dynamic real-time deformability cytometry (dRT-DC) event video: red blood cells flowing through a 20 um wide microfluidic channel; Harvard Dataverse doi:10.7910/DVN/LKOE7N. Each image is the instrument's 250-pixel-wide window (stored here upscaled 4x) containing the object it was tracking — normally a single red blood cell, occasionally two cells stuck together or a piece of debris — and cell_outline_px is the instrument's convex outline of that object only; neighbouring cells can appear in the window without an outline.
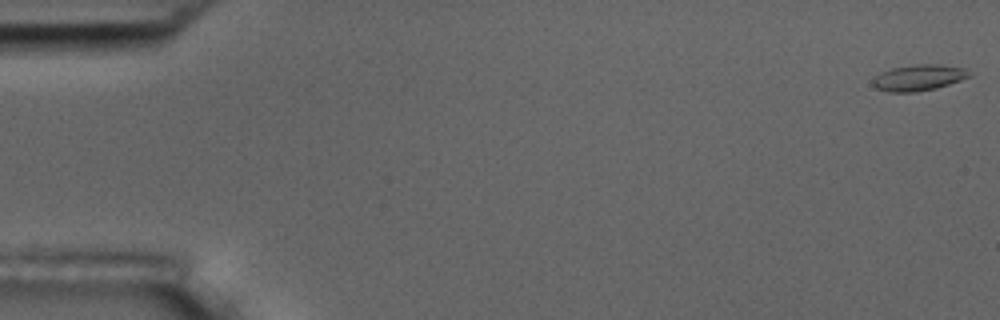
{"species": "common noctule bat (a hibernating species)", "species_latin": "Nyctalus noctula", "temperature_condition": "room temperature", "stored_images_in_passage": 57, "camera_frame_rate_fps": 3000, "um_per_image_px": 0.085, "animal": {"sex": "male", "body_mass_g": 17.5, "forearm_length_mm": 52.3}, "frame": {"image": 1, "passage_image": 1, "time_ms": 0.0, "image_size_px": [1000, 320], "cell_outline_px": [[972, 76], [936, 88], [916, 92], [888, 92], [876, 88], [872, 84], [872, 80], [880, 72], [892, 68], [916, 64], [940, 64], [964, 68]], "centroid_in_image_um": [78.06, 6.6], "position_along_channel_um": 6.9, "area_um2": 14.62}}
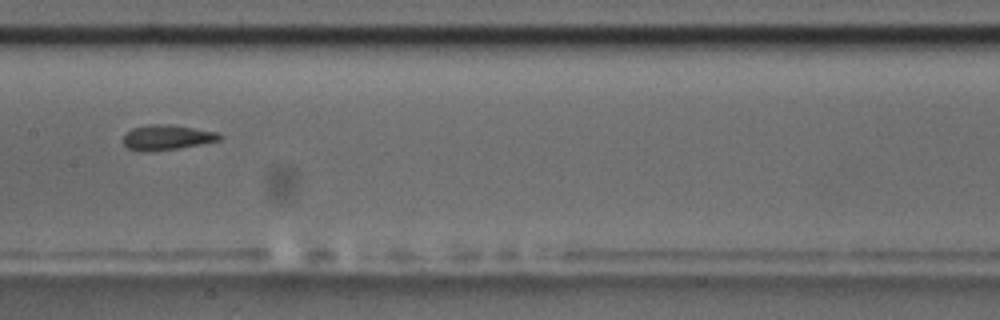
{"frame": {"image": 2, "passage_image": 29, "time_ms": 9.333, "image_size_px": [1000, 320], "cell_outline_px": [[224, 136], [220, 140], [176, 148], [128, 148], [124, 144], [124, 132], [132, 128], [148, 124], [168, 124], [216, 132]], "centroid_in_image_um": [14.21, 11.61], "position_along_channel_um": 193.2, "area_um2": 13.18}}
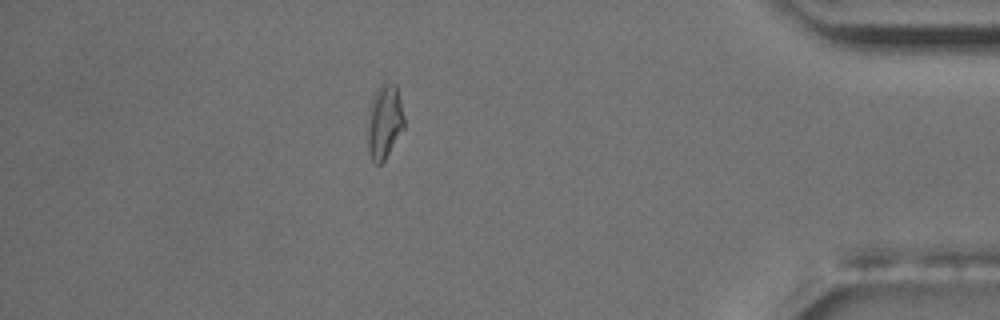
{"frame": {"image": 3, "passage_image": 50, "time_ms": 16.333, "image_size_px": [1000, 320], "cell_outline_px": [[404, 128], [384, 160], [380, 164], [376, 164], [372, 160], [368, 152], [368, 108], [372, 96], [376, 88], [384, 80], [396, 84], [404, 116]], "centroid_in_image_um": [32.66, 10.28], "position_along_channel_um": 402.5, "area_um2": 16.07}, "authors_computed_cell_mechanics": {"area_um2": 14.1032, "velocity_mm_per_s": 3.5794, "shape_relaxation_time_tau1_ms": null, "shape_relaxation_time_tau2_ms": 2.1472, "deformation_change_tau1": null, "deformation_change_tau2": 0.0819}}